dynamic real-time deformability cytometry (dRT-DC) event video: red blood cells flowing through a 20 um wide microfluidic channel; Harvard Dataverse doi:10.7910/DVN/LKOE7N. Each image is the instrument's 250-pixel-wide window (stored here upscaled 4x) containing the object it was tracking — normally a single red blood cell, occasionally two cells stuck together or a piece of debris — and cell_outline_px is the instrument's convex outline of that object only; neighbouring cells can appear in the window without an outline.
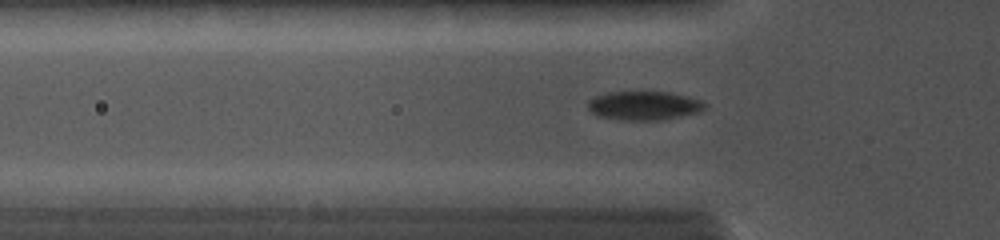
{"species": "common noctule bat (a hibernating species)", "species_latin": "Nyctalus noctula", "temperature_condition": "cold", "stored_images_in_passage": 29, "camera_frame_rate_fps": 5000, "um_per_image_px": 0.085, "animal": {"sex": "female", "body_mass_g": 19.0, "forearm_length_mm": 56.7}, "frame": {"image": 1, "passage_image": 10, "time_ms": 4.2, "image_size_px": [1000, 240], "cell_outline_px": [[708, 104], [700, 112], [660, 120], [620, 120], [596, 116], [588, 108], [588, 100], [596, 96], [608, 92], [668, 92], [688, 96], [700, 100]], "centroid_in_image_um": [54.73, 8.98], "position_along_channel_um": 71.1, "area_um2": 19.71}}
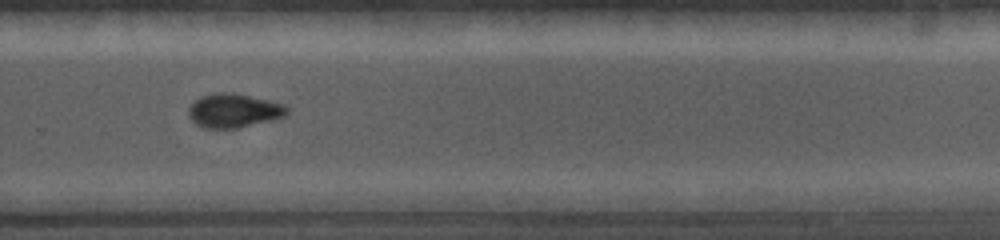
{"frame": {"image": 2, "passage_image": 21, "time_ms": 9.6, "image_size_px": [1000, 240], "cell_outline_px": [[288, 112], [284, 116], [272, 120], [236, 128], [204, 128], [196, 124], [188, 116], [188, 108], [200, 96], [216, 92], [232, 92], [268, 100], [284, 104], [288, 108]], "centroid_in_image_um": [19.85, 9.39], "position_along_channel_um": 310.0, "area_um2": 19.42}}
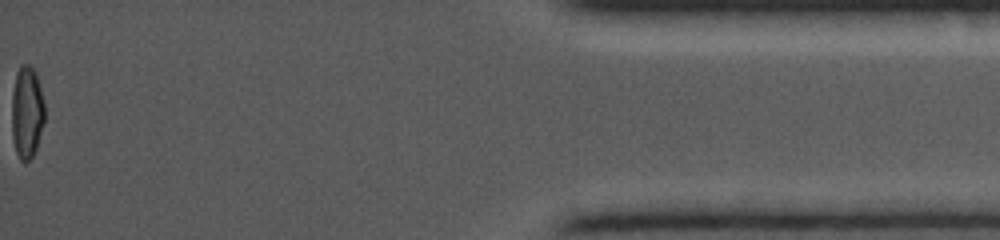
{"frame": {"image": 3, "passage_image": 29, "time_ms": 14.0, "image_size_px": [1000, 240], "cell_outline_px": [[44, 124], [36, 148], [32, 156], [24, 164], [20, 160], [16, 152], [12, 136], [12, 92], [16, 72], [20, 64], [28, 64], [36, 72], [44, 100]], "centroid_in_image_um": [2.28, 9.53], "position_along_channel_um": 432.9, "area_um2": 17.92}}